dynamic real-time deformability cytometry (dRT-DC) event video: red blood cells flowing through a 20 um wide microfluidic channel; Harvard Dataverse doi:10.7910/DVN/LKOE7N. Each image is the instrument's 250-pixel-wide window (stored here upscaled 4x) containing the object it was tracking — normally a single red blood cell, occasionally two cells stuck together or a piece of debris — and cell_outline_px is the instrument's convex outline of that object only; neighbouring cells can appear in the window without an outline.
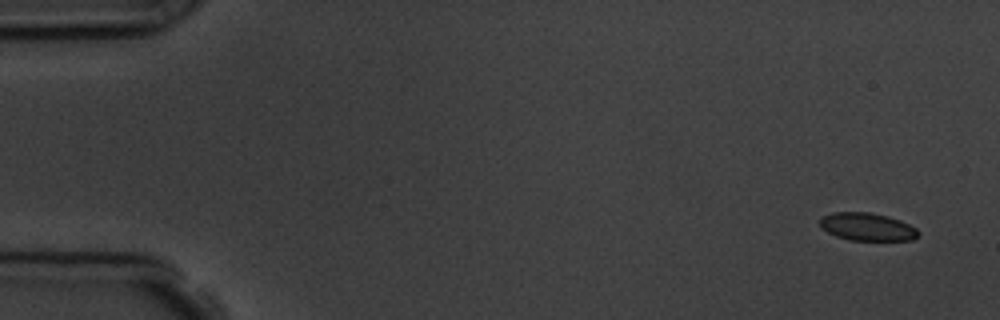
{"species": "common noctule bat (a hibernating species)", "species_latin": "Nyctalus noctula", "temperature_condition": "room temperature", "stored_images_in_passage": 5, "camera_frame_rate_fps": 3000, "um_per_image_px": 0.085, "animal": {"sex": "male", "body_mass_g": 19.5, "forearm_length_mm": 54.6}, "frame": {"image": 1, "passage_image": 1, "time_ms": 0.0, "image_size_px": [1000, 320], "cell_outline_px": [[920, 232], [912, 240], [848, 240], [836, 236], [820, 228], [820, 216], [832, 212], [872, 212], [888, 216], [900, 220], [916, 228]], "centroid_in_image_um": [73.67, 19.27], "position_along_channel_um": 11.3, "area_um2": 16.07}}